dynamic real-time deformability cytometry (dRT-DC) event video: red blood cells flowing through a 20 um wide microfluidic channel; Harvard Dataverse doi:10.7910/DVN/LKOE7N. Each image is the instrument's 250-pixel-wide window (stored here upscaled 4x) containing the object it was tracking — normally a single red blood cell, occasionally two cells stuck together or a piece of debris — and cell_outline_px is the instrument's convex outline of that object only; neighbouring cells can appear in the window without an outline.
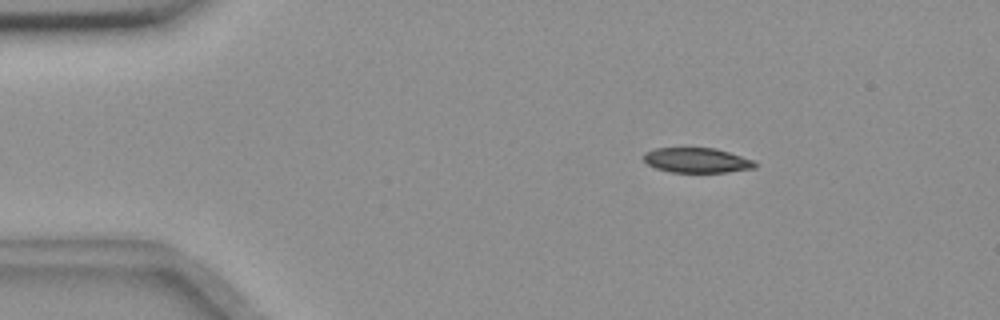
{"species": "common noctule bat (a hibernating species)", "species_latin": "Nyctalus noctula", "temperature_condition": "room temperature", "stored_images_in_passage": 5, "camera_frame_rate_fps": 3000, "um_per_image_px": 0.085, "animal": {"sex": "female", "body_mass_g": 18.4}, "frame": {"image": 1, "passage_image": 3, "time_ms": 2.333, "image_size_px": [1000, 320], "cell_outline_px": [[756, 168], [728, 172], [672, 172], [656, 168], [648, 164], [644, 160], [644, 152], [656, 148], [716, 148], [756, 160]], "centroid_in_image_um": [59.28, 13.62], "position_along_channel_um": 25.7, "area_um2": 16.24}}